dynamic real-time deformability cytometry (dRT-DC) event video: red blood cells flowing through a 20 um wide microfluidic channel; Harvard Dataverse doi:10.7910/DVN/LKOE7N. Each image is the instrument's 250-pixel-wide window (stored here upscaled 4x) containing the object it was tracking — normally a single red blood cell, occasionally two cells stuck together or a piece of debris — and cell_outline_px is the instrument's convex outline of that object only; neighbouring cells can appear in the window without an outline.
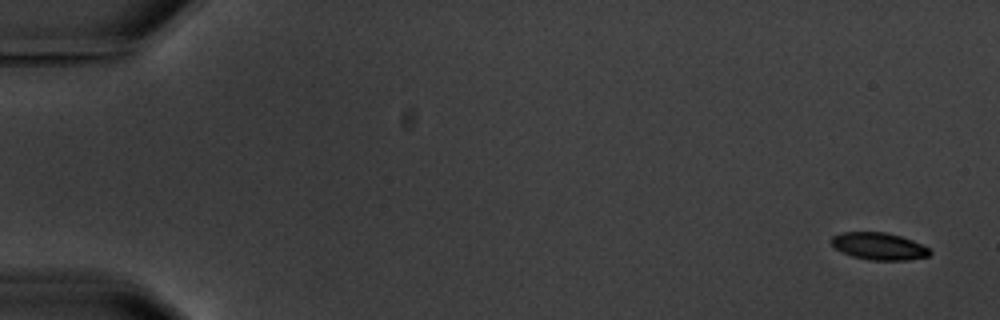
{"species": "common noctule bat (a hibernating species)", "species_latin": "Nyctalus noctula", "temperature_condition": "warm", "stored_images_in_passage": 5, "camera_frame_rate_fps": 3000, "um_per_image_px": 0.085, "animal": {"sex": "male", "body_mass_g": 20.1, "forearm_length_mm": 53.5}, "frame": {"image": 1, "passage_image": 1, "time_ms": 0.0, "image_size_px": [1000, 320], "cell_outline_px": [[932, 252], [928, 256], [908, 260], [872, 260], [852, 256], [836, 248], [828, 240], [832, 236], [840, 232], [884, 232], [900, 236], [912, 240], [928, 248]], "centroid_in_image_um": [74.68, 20.92], "position_along_channel_um": 10.3, "area_um2": 15.49}}
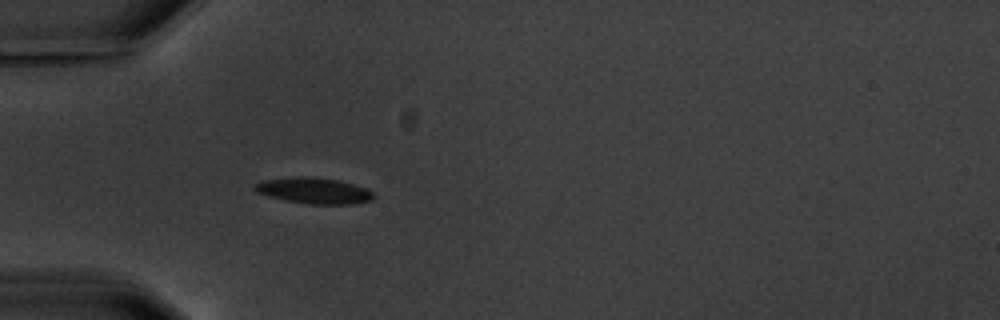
{"frame": {"image": 2, "passage_image": 5, "time_ms": 5.333, "image_size_px": [1000, 320], "cell_outline_px": [[376, 196], [372, 200], [348, 204], [308, 204], [284, 200], [268, 196], [256, 192], [252, 188], [256, 184], [264, 180], [296, 176], [312, 176], [340, 180], [368, 188]], "centroid_in_image_um": [26.7, 16.19], "position_along_channel_um": 58.3, "area_um2": 18.21}}